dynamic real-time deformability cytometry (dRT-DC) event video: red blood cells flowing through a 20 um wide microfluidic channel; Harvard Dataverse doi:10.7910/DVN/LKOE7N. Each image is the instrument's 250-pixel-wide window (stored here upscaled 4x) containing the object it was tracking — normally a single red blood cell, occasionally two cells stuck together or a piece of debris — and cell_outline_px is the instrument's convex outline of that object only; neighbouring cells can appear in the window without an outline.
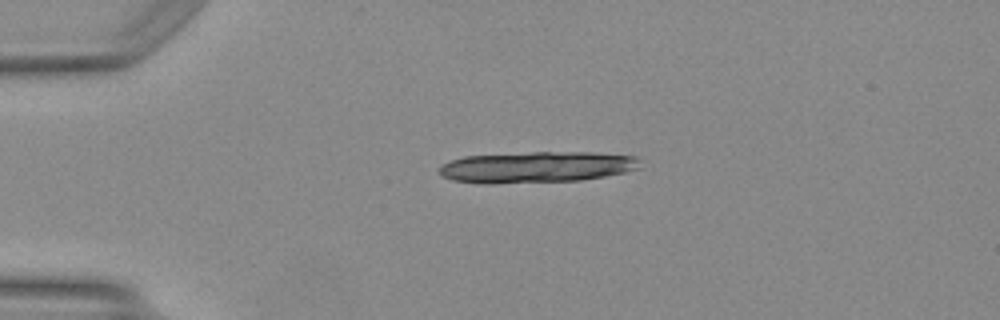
{"species": "Egyptian fruit bat (a non-hibernating species)", "species_latin": "Rousettus aegyptiacus", "temperature_condition": "warm", "stored_images_in_passage": 4, "camera_frame_rate_fps": 3000, "um_per_image_px": 0.085, "animal": {"sex": "female"}, "frame": {"image": 1, "passage_image": 1, "time_ms": 0.0, "image_size_px": [1000, 320], "cell_outline_px": [[640, 168], [624, 172], [604, 176], [580, 180], [492, 184], [480, 184], [452, 180], [440, 176], [440, 168], [444, 164], [452, 160], [464, 156], [532, 152], [596, 152], [636, 156]], "centroid_in_image_um": [45.59, 14.2], "position_along_channel_um": 39.4, "area_um2": 36.59}}